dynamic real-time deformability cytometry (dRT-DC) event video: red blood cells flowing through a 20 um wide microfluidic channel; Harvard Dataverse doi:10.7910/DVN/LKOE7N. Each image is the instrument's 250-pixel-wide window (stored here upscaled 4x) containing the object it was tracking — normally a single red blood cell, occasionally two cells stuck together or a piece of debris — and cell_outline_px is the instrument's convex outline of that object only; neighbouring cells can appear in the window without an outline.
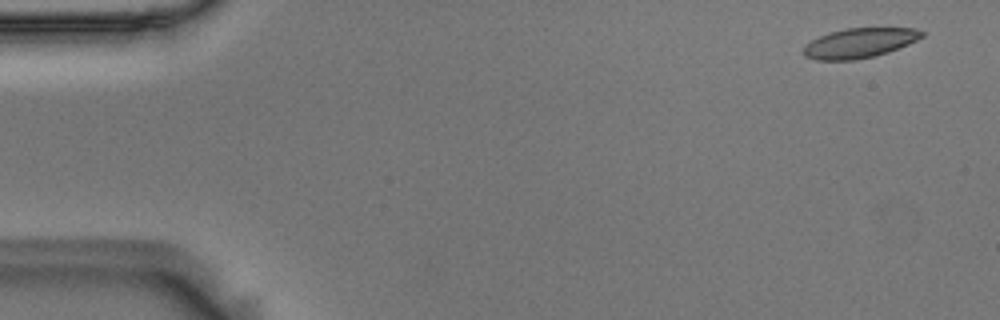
{"species": "Egyptian fruit bat (a non-hibernating species)", "species_latin": "Rousettus aegyptiacus", "temperature_condition": "room temperature", "stored_images_in_passage": 54, "camera_frame_rate_fps": 3000, "um_per_image_px": 0.085, "animal": {"sex": "male"}, "frame": {"image": 1, "passage_image": 3, "time_ms": 0.667, "image_size_px": [1000, 320], "cell_outline_px": [[924, 36], [908, 44], [888, 52], [876, 56], [856, 60], [816, 60], [804, 56], [804, 48], [812, 40], [828, 32], [848, 28], [916, 28], [924, 32]], "centroid_in_image_um": [73.07, 3.66], "position_along_channel_um": 11.9, "area_um2": 20.46}}
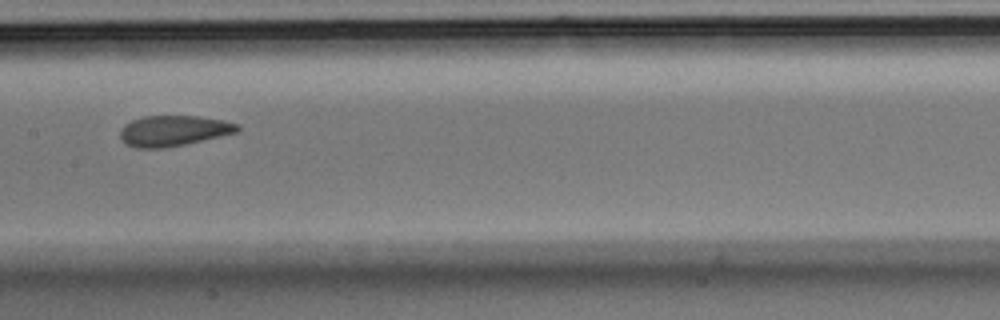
{"frame": {"image": 2, "passage_image": 28, "time_ms": 9.0, "image_size_px": [1000, 320], "cell_outline_px": [[240, 128], [236, 132], [220, 136], [184, 144], [164, 148], [136, 148], [124, 144], [120, 140], [120, 128], [124, 124], [132, 120], [144, 116], [196, 116], [224, 120], [240, 124]], "centroid_in_image_um": [14.7, 11.11], "position_along_channel_um": 192.7, "area_um2": 20.98}}
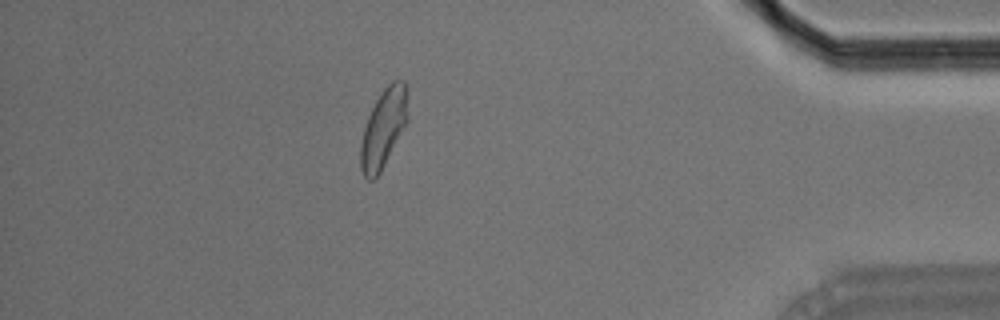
{"frame": {"image": 3, "passage_image": 49, "time_ms": 16.0, "image_size_px": [1000, 320], "cell_outline_px": [[408, 120], [380, 172], [372, 180], [368, 180], [364, 176], [360, 168], [360, 144], [364, 128], [368, 116], [376, 100], [384, 88], [392, 80], [404, 80], [408, 88]], "centroid_in_image_um": [32.61, 10.86], "position_along_channel_um": 402.6, "area_um2": 21.68}}